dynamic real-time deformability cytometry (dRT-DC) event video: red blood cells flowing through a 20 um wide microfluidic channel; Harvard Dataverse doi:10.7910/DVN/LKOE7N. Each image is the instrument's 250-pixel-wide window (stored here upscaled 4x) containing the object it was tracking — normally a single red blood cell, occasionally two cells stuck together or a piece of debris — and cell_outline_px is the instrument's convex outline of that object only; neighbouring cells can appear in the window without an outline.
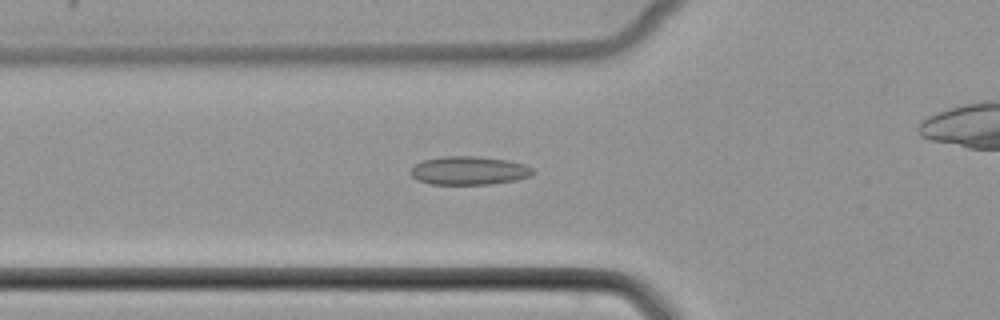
{"species": "common noctule bat (a hibernating species)", "species_latin": "Nyctalus noctula", "temperature_condition": "cold", "stored_images_in_passage": 29, "camera_frame_rate_fps": 3000, "um_per_image_px": 0.085, "animal": {"sex": "female", "body_mass_g": 22.7, "forearm_length_mm": 54.2}, "frame": {"image": 1, "passage_image": 3, "time_ms": 0.667, "image_size_px": [1000, 320], "cell_outline_px": [[536, 172], [532, 176], [516, 180], [492, 184], [432, 184], [416, 180], [408, 172], [416, 164], [424, 160], [444, 156], [480, 156], [508, 160], [524, 164], [532, 168]], "centroid_in_image_um": [39.89, 14.5], "position_along_channel_um": 85.9, "area_um2": 20.46}}
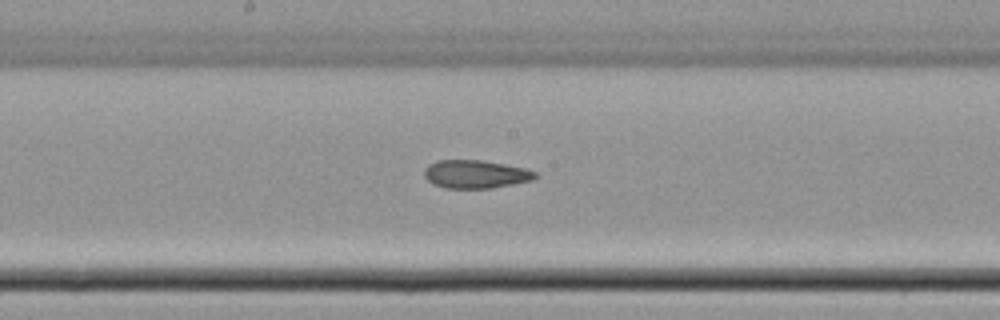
{"frame": {"image": 2, "passage_image": 12, "time_ms": 3.667, "image_size_px": [1000, 320], "cell_outline_px": [[540, 176], [532, 180], [492, 188], [444, 188], [432, 184], [424, 176], [424, 168], [428, 164], [436, 160], [480, 160], [504, 164], [524, 168], [536, 172]], "centroid_in_image_um": [40.4, 14.8], "position_along_channel_um": 207.8, "area_um2": 18.32}}
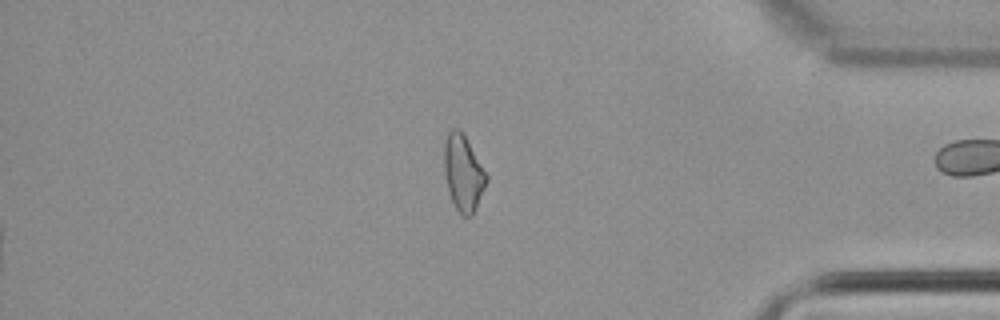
{"frame": {"image": 3, "passage_image": 28, "time_ms": 9.0, "image_size_px": [1000, 320], "cell_outline_px": [[488, 180], [476, 208], [472, 216], [460, 216], [448, 192], [444, 172], [444, 144], [448, 132], [452, 128], [460, 128], [488, 176]], "centroid_in_image_um": [39.36, 14.72], "position_along_channel_um": 395.8, "area_um2": 18.73}}